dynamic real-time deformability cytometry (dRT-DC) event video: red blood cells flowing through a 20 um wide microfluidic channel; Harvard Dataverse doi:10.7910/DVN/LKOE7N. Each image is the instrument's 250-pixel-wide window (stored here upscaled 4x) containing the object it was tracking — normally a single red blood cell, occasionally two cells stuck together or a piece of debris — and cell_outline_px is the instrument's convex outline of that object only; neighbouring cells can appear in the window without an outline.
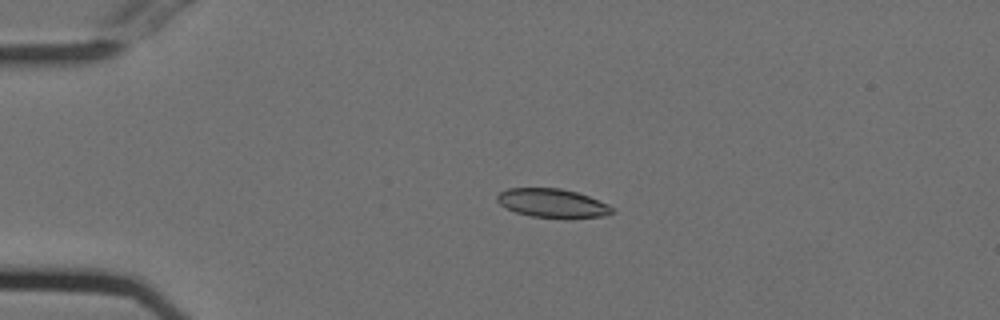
{"species": "Egyptian fruit bat (a non-hibernating species)", "species_latin": "Rousettus aegyptiacus", "temperature_condition": "cold", "stored_images_in_passage": 46, "camera_frame_rate_fps": 3000, "um_per_image_px": 0.085, "animal": {"sex": "female"}, "frame": {"image": 1, "passage_image": 10, "time_ms": 3.0, "image_size_px": [1000, 320], "cell_outline_px": [[616, 212], [608, 216], [572, 220], [564, 220], [532, 216], [516, 212], [500, 204], [496, 200], [496, 196], [500, 192], [508, 188], [560, 188], [576, 192], [588, 196], [608, 204]], "centroid_in_image_um": [47.03, 17.31], "position_along_channel_um": 38.0, "area_um2": 19.88}}
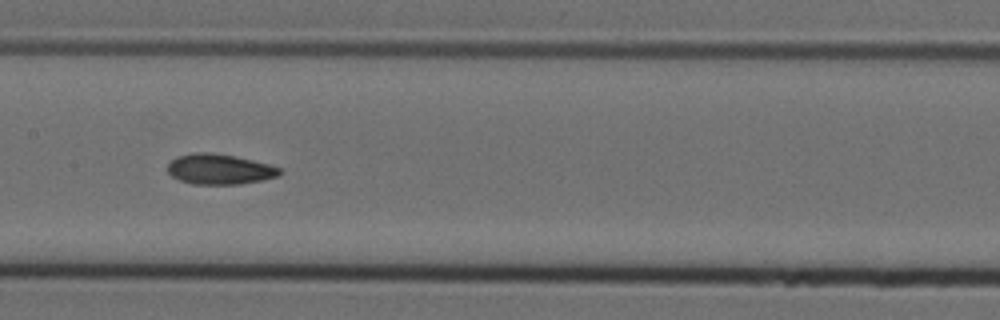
{"frame": {"image": 2, "passage_image": 25, "time_ms": 8.0, "image_size_px": [1000, 320], "cell_outline_px": [[284, 172], [280, 176], [260, 180], [236, 184], [192, 184], [180, 180], [172, 176], [168, 172], [168, 164], [176, 156], [196, 152], [212, 152], [236, 156], [268, 164], [280, 168]], "centroid_in_image_um": [18.67, 14.37], "position_along_channel_um": 188.7, "area_um2": 19.83}}
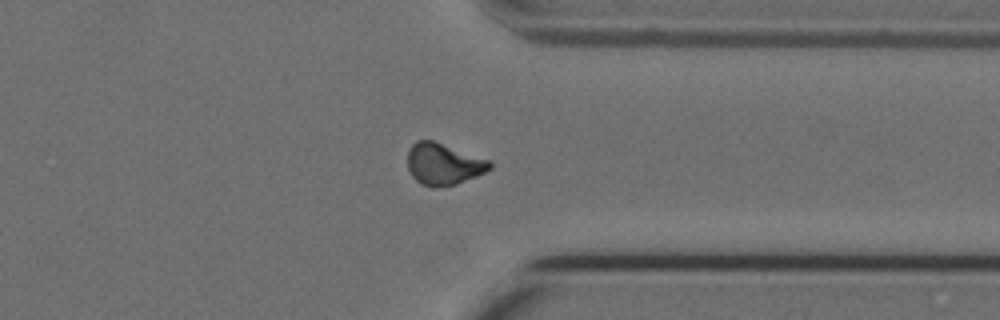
{"frame": {"image": 3, "passage_image": 40, "time_ms": 13.0, "image_size_px": [1000, 320], "cell_outline_px": [[492, 168], [476, 176], [456, 184], [432, 188], [420, 184], [412, 176], [408, 168], [408, 152], [412, 144], [416, 140], [432, 140], [488, 160], [492, 164]], "centroid_in_image_um": [37.66, 13.96], "position_along_channel_um": 373.7, "area_um2": 19.71}}